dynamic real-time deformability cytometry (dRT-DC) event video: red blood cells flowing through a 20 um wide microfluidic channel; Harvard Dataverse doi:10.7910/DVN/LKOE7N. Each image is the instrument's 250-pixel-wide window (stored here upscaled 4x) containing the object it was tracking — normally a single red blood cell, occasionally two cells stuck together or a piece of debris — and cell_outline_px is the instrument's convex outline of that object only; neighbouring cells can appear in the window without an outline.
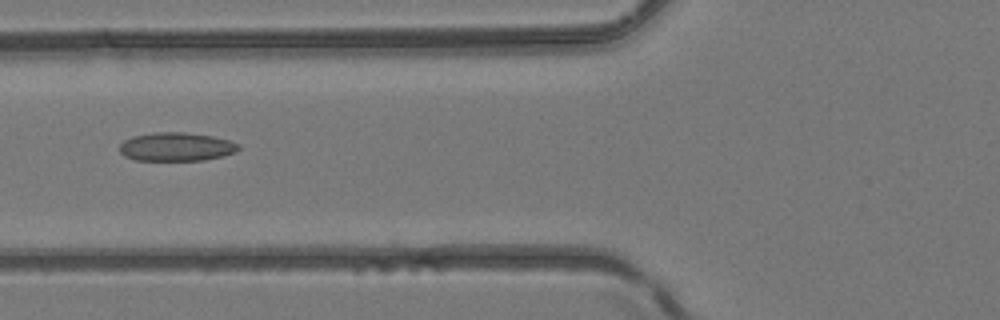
{"species": "common noctule bat (a hibernating species)", "species_latin": "Nyctalus noctula", "temperature_condition": "room temperature", "stored_images_in_passage": 4, "camera_frame_rate_fps": 3000, "um_per_image_px": 0.085, "animal": {"sex": "female", "body_mass_g": 24.6, "forearm_length_mm": 56.2}, "frame": {"image": 1, "passage_image": 4, "time_ms": 3.333, "image_size_px": [1000, 320], "cell_outline_px": [[240, 148], [236, 152], [224, 156], [204, 160], [136, 160], [124, 156], [120, 152], [120, 144], [124, 140], [132, 136], [156, 132], [184, 132], [212, 136], [228, 140], [240, 144]], "centroid_in_image_um": [15.0, 12.47], "position_along_channel_um": 110.8, "area_um2": 19.88}}